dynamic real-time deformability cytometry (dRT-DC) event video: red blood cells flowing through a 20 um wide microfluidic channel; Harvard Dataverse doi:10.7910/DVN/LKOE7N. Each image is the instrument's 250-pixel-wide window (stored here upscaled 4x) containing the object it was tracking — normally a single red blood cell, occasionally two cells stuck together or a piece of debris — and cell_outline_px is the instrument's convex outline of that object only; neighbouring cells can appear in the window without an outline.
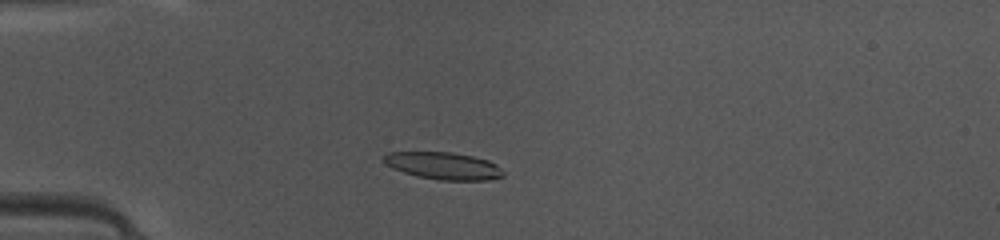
{"species": "common noctule bat (a hibernating species)", "species_latin": "Nyctalus noctula", "temperature_condition": "warm", "stored_images_in_passage": 49, "camera_frame_rate_fps": 3000, "um_per_image_px": 0.085, "animal": {"sex": "female", "body_mass_g": 10.0, "forearm_length_mm": 53.1}, "frame": {"image": 1, "passage_image": 14, "time_ms": 4.333, "image_size_px": [1000, 240], "cell_outline_px": [[504, 176], [488, 180], [440, 180], [416, 176], [392, 168], [384, 160], [384, 156], [388, 152], [452, 152], [472, 156], [488, 160], [496, 164], [504, 172]], "centroid_in_image_um": [37.72, 14.09], "position_along_channel_um": 47.3, "area_um2": 18.84}}
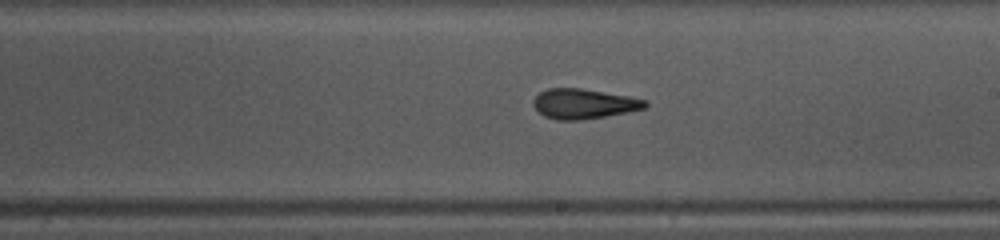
{"frame": {"image": 2, "passage_image": 29, "time_ms": 9.333, "image_size_px": [1000, 240], "cell_outline_px": [[648, 104], [644, 108], [628, 112], [580, 120], [556, 120], [544, 116], [532, 104], [532, 100], [540, 92], [548, 88], [580, 88], [628, 96], [648, 100]], "centroid_in_image_um": [49.61, 8.82], "position_along_channel_um": 239.4, "area_um2": 19.42}}
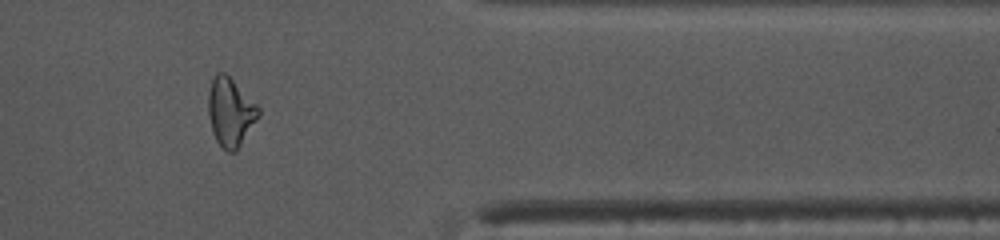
{"frame": {"image": 3, "passage_image": 41, "time_ms": 13.333, "image_size_px": [1000, 240], "cell_outline_px": [[260, 116], [236, 152], [228, 152], [216, 140], [212, 132], [208, 116], [208, 92], [212, 80], [216, 72], [224, 72], [260, 108]], "centroid_in_image_um": [19.58, 9.55], "position_along_channel_um": 391.8, "area_um2": 19.94}, "authors_computed_cell_mechanics": {"area_um2": 19.4786, "velocity_mm_per_s": 4.1629, "shape_relaxation_time_tau1_ms": 9.3463, "shape_relaxation_time_tau2_ms": 1.8367, "deformation_change_tau1": 0.2304, "deformation_change_tau2": 0.1108}}